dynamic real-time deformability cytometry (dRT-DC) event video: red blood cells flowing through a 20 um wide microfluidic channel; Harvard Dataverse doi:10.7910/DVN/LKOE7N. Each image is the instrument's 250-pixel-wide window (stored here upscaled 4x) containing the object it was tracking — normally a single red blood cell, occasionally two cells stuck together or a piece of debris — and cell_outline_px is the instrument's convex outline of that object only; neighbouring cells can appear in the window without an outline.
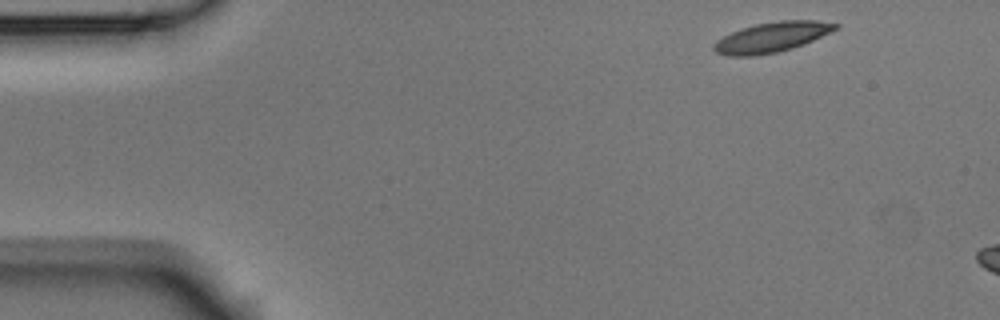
{"species": "Egyptian fruit bat (a non-hibernating species)", "species_latin": "Rousettus aegyptiacus", "temperature_condition": "room temperature", "stored_images_in_passage": 3, "camera_frame_rate_fps": 3000, "um_per_image_px": 0.085, "animal": {"sex": "male"}, "frame": {"image": 1, "passage_image": 1, "time_ms": 0.0, "image_size_px": [1000, 320], "cell_outline_px": [[840, 28], [804, 44], [792, 48], [776, 52], [752, 56], [728, 56], [716, 52], [712, 48], [712, 44], [716, 40], [740, 28], [756, 24], [780, 20], [816, 20], [840, 24]], "centroid_in_image_um": [65.61, 3.15], "position_along_channel_um": 19.4, "area_um2": 21.39}}